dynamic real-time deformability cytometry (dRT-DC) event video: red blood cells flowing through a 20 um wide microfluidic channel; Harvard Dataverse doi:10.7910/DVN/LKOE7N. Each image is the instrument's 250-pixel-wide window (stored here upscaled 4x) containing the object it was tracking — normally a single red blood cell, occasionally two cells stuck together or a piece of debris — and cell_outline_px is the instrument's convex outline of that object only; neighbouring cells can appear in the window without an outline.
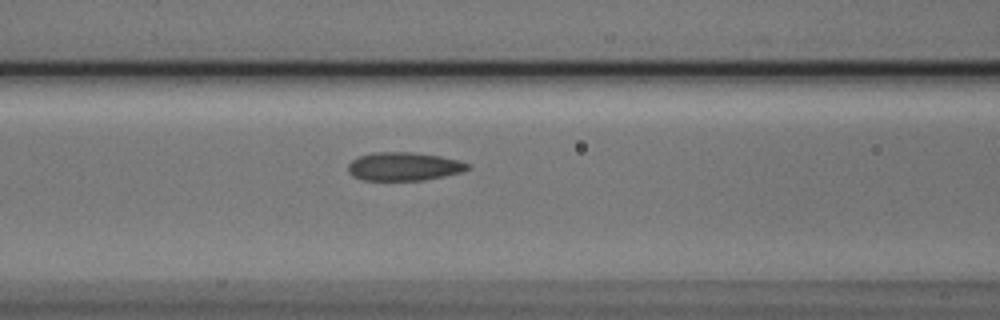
{"species": "Egyptian fruit bat (a non-hibernating species)", "species_latin": "Rousettus aegyptiacus", "temperature_condition": "cold", "stored_images_in_passage": 5, "segment_of_instrument_passage": [1, 2], "camera_frame_rate_fps": 3000, "um_per_image_px": 0.085, "animal": {"sex": "male"}, "frame": {"image": 1, "passage_image": 4, "time_ms": 1.0, "image_size_px": [1000, 320], "cell_outline_px": [[472, 168], [460, 172], [444, 176], [424, 180], [360, 180], [352, 176], [348, 172], [348, 164], [352, 160], [360, 156], [372, 152], [412, 152], [440, 156], [472, 164]], "centroid_in_image_um": [34.32, 14.15], "position_along_channel_um": 132.3, "area_um2": 19.88}}